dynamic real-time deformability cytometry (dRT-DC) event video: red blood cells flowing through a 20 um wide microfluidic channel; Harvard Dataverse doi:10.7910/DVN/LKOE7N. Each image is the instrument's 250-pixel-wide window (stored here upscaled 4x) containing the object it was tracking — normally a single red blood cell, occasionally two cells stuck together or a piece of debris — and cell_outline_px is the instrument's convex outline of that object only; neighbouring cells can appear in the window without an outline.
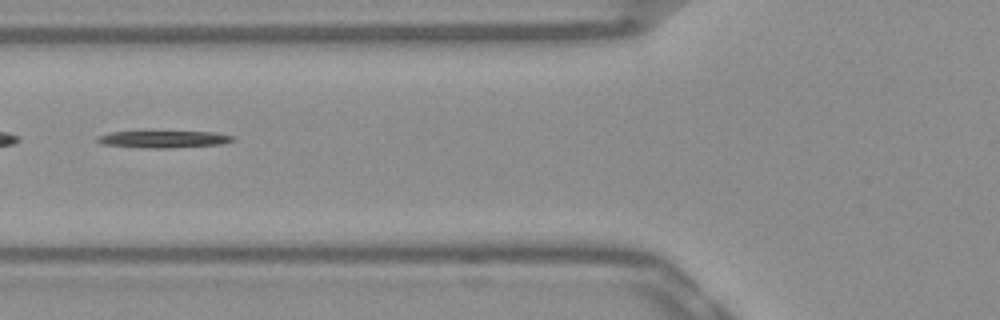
{"species": "Egyptian fruit bat (a non-hibernating species)", "species_latin": "Rousettus aegyptiacus", "temperature_condition": "warm", "stored_images_in_passage": 40, "segment_of_instrument_passage": [2, 2], "camera_frame_rate_fps": 3000, "um_per_image_px": 0.085, "frame": {"image": 1, "passage_image": 8, "time_ms": 2.333, "image_size_px": [1000, 320], "cell_outline_px": [[236, 140], [220, 144], [168, 148], [144, 148], [100, 144], [96, 140], [96, 136], [112, 132], [148, 128], [152, 128], [216, 132], [236, 136]], "centroid_in_image_um": [13.88, 11.76], "position_along_channel_um": 111.9, "area_um2": 14.97}}
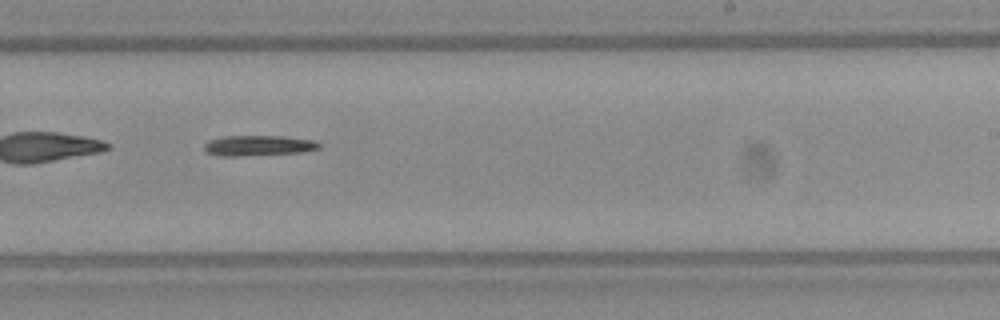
{"frame": {"image": 2, "passage_image": 20, "time_ms": 6.333, "image_size_px": [1000, 320], "cell_outline_px": [[320, 148], [300, 152], [240, 156], [220, 156], [208, 152], [204, 148], [204, 144], [208, 140], [224, 136], [284, 136], [316, 140], [320, 144]], "centroid_in_image_um": [21.97, 12.36], "position_along_channel_um": 267.0, "area_um2": 13.64}}
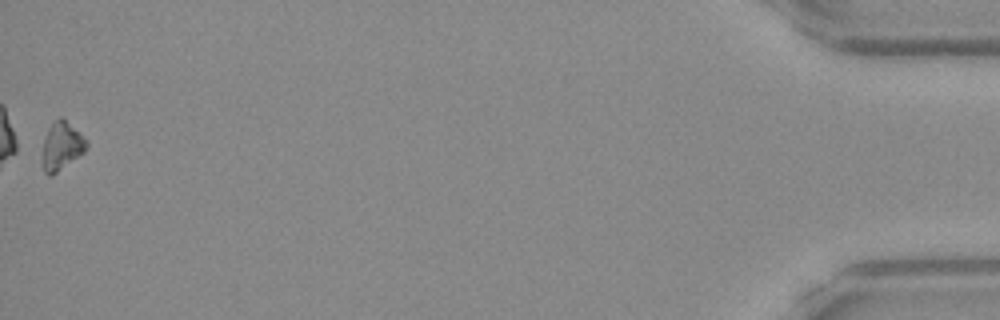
{"frame": {"image": 3, "passage_image": 40, "time_ms": 13.0, "image_size_px": [1000, 320], "cell_outline_px": [[88, 144], [84, 152], [52, 176], [48, 176], [44, 172], [44, 140], [48, 128], [60, 116], [80, 132], [88, 140]], "centroid_in_image_um": [5.28, 12.41], "position_along_channel_um": 429.9, "area_um2": 12.08}}